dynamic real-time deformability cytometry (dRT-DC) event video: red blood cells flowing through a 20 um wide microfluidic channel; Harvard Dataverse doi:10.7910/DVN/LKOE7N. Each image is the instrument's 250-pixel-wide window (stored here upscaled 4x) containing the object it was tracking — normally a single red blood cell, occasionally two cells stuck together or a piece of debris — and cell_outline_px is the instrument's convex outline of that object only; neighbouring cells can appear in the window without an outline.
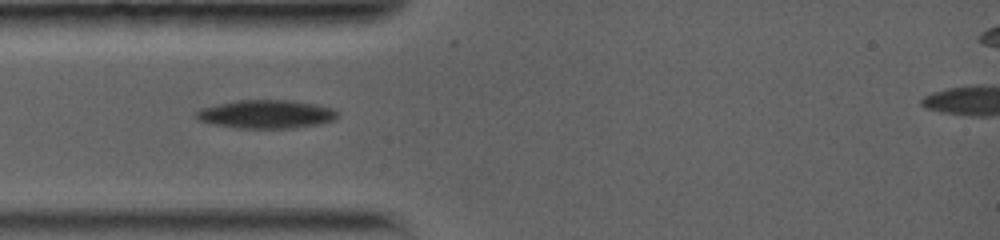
{"species": "common noctule bat (a hibernating species)", "species_latin": "Nyctalus noctula", "temperature_condition": "warm", "stored_images_in_passage": 15, "camera_frame_rate_fps": 5000, "um_per_image_px": 0.085, "animal": {"sex": "female", "body_mass_g": 19.0, "forearm_length_mm": 56.7}, "frame": {"image": 1, "passage_image": 3, "time_ms": 1.2, "image_size_px": [1000, 240], "cell_outline_px": [[340, 116], [336, 120], [320, 124], [296, 128], [240, 128], [212, 124], [196, 120], [192, 116], [200, 108], [216, 104], [236, 100], [292, 100], [316, 104], [332, 108]], "centroid_in_image_um": [22.61, 9.7], "position_along_channel_um": 62.4, "area_um2": 23.81}}
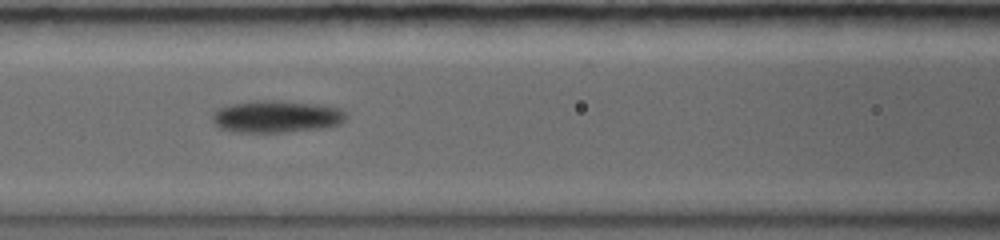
{"frame": {"image": 2, "passage_image": 8, "time_ms": 3.4, "image_size_px": [1000, 240], "cell_outline_px": [[348, 116], [340, 124], [328, 128], [288, 132], [236, 132], [216, 128], [212, 120], [212, 112], [216, 108], [228, 104], [252, 100], [276, 100], [320, 104], [340, 108]], "centroid_in_image_um": [23.47, 9.9], "position_along_channel_um": 143.1, "area_um2": 25.78}}
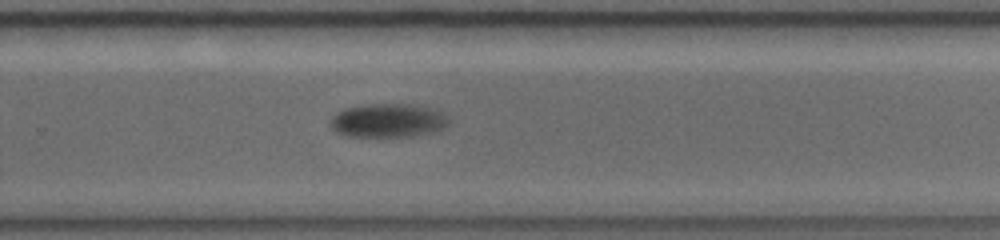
{"frame": {"image": 3, "passage_image": 15, "time_ms": 7.6, "image_size_px": [1000, 240], "cell_outline_px": [[448, 124], [444, 128], [436, 132], [412, 136], [344, 136], [336, 132], [328, 124], [332, 116], [336, 112], [344, 108], [368, 104], [416, 104], [440, 112], [448, 116]], "centroid_in_image_um": [32.95, 10.24], "position_along_channel_um": 296.8, "area_um2": 23.47}}